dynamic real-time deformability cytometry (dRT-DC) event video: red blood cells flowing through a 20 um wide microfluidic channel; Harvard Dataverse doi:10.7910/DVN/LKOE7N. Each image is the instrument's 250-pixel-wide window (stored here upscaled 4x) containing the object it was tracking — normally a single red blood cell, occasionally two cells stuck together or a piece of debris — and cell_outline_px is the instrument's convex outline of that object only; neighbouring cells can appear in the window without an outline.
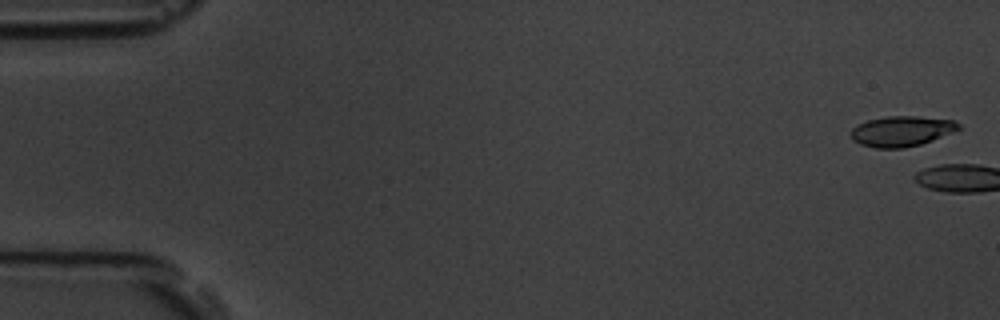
{"species": "common noctule bat (a hibernating species)", "species_latin": "Nyctalus noctula", "temperature_condition": "room temperature", "stored_images_in_passage": 2, "camera_frame_rate_fps": 3000, "um_per_image_px": 0.085, "animal": {"sex": "male", "body_mass_g": 19.5, "forearm_length_mm": 54.6}, "frame": {"image": 1, "passage_image": 1, "time_ms": 0.0, "image_size_px": [1000, 320], "cell_outline_px": [[960, 128], [932, 140], [920, 144], [904, 148], [876, 148], [860, 144], [852, 140], [848, 132], [856, 124], [868, 120], [888, 116], [916, 116], [956, 120], [960, 124]], "centroid_in_image_um": [76.58, 11.14], "position_along_channel_um": 8.4, "area_um2": 19.13}}